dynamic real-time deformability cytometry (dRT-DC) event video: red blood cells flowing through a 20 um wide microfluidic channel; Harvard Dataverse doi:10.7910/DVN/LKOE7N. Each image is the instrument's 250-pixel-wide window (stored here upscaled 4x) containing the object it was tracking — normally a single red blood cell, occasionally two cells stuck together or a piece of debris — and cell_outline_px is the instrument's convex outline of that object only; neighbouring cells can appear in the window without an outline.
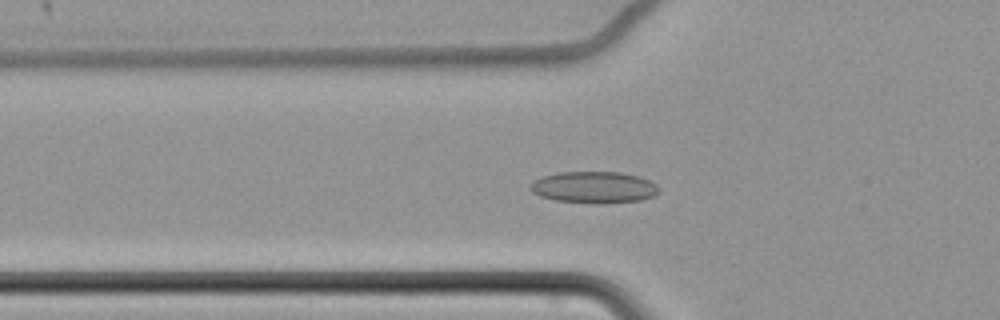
{"species": "common noctule bat (a hibernating species)", "species_latin": "Nyctalus noctula", "temperature_condition": "cold", "stored_images_in_passage": 64, "camera_frame_rate_fps": 3000, "um_per_image_px": 0.085, "animal": {"sex": "female", "body_mass_g": 22.7, "forearm_length_mm": 54.2}, "frame": {"image": 1, "passage_image": 25, "time_ms": 8.0, "image_size_px": [1000, 320], "cell_outline_px": [[660, 192], [656, 196], [640, 200], [596, 204], [556, 200], [540, 196], [532, 192], [528, 188], [532, 180], [540, 176], [560, 172], [620, 172], [636, 176], [648, 180], [656, 184], [660, 188]], "centroid_in_image_um": [50.46, 15.92], "position_along_channel_um": 75.3, "area_um2": 23.93}}
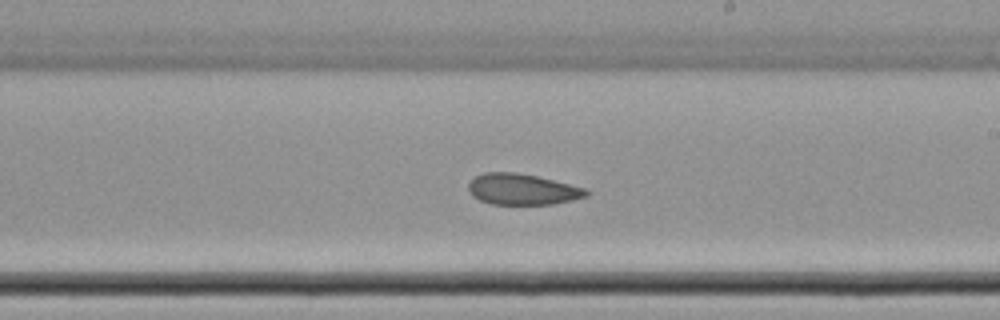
{"frame": {"image": 2, "passage_image": 40, "time_ms": 13.0, "image_size_px": [1000, 320], "cell_outline_px": [[588, 196], [572, 200], [552, 204], [492, 204], [480, 200], [472, 196], [468, 192], [468, 184], [476, 176], [484, 172], [516, 172], [536, 176], [584, 188], [588, 192]], "centroid_in_image_um": [44.35, 16.09], "position_along_channel_um": 244.6, "area_um2": 21.1}}
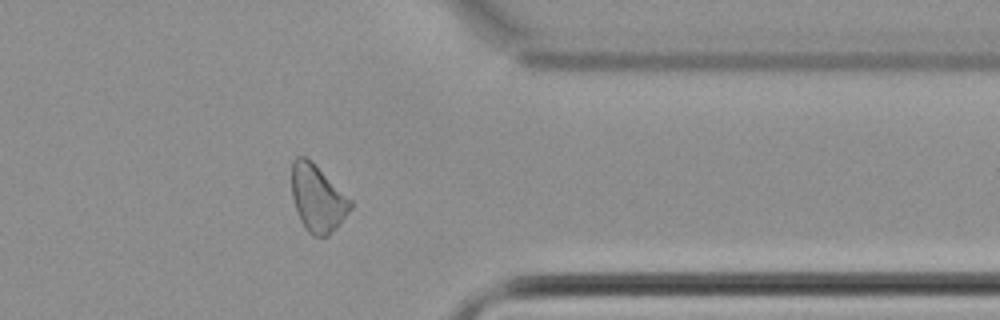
{"frame": {"image": 3, "passage_image": 53, "time_ms": 17.333, "image_size_px": [1000, 320], "cell_outline_px": [[352, 208], [336, 228], [328, 236], [312, 236], [304, 228], [300, 220], [292, 196], [292, 160], [296, 156], [304, 156], [312, 160], [352, 200]], "centroid_in_image_um": [26.99, 16.84], "position_along_channel_um": 384.4, "area_um2": 23.06}, "authors_computed_cell_mechanics": {"area_um2": 23.6113, "velocity_mm_per_s": 3.413, "shape_relaxation_time_tau1_ms": null, "shape_relaxation_time_tau2_ms": 5.1067, "deformation_change_tau1": null, "deformation_change_tau2": 0.1005}}